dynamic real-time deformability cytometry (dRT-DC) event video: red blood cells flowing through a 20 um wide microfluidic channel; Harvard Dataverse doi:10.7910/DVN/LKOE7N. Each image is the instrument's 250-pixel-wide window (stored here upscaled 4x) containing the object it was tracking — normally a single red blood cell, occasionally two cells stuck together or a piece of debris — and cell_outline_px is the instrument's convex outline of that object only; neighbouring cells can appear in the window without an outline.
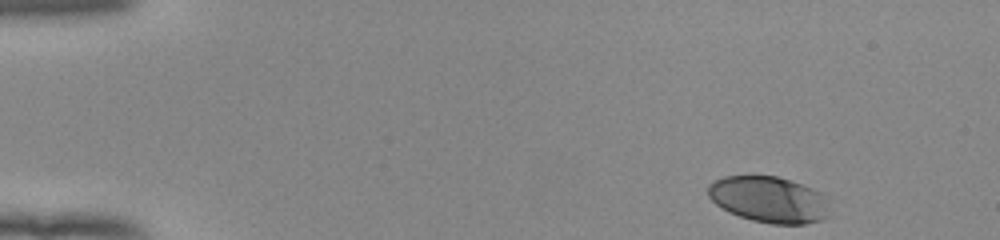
{"species": "human", "species_latin": "Homo sapiens", "temperature_condition": "room temperature", "stored_images_in_passage": 39, "camera_frame_rate_fps": 3000, "um_per_image_px": 0.085, "donor": {"sex": "female"}, "frame": {"image": 1, "passage_image": 1, "time_ms": 0.0, "image_size_px": [1000, 240], "cell_outline_px": [[828, 216], [820, 220], [804, 224], [772, 224], [752, 220], [728, 212], [716, 204], [708, 196], [708, 184], [724, 176], [776, 176], [812, 188], [820, 192], [824, 196]], "centroid_in_image_um": [65.32, 16.96], "position_along_channel_um": 19.7, "area_um2": 32.37}}
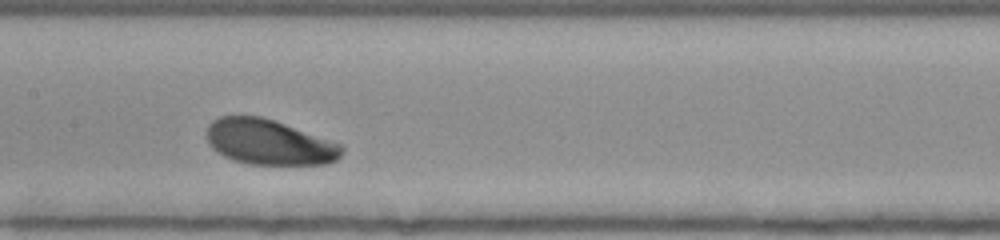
{"frame": {"image": 2, "passage_image": 23, "time_ms": 7.333, "image_size_px": [1000, 240], "cell_outline_px": [[344, 152], [336, 160], [324, 164], [248, 164], [232, 160], [224, 156], [212, 148], [208, 144], [208, 124], [212, 120], [220, 116], [260, 116], [344, 144]], "centroid_in_image_um": [22.89, 12.09], "position_along_channel_um": 184.5, "area_um2": 35.6}}
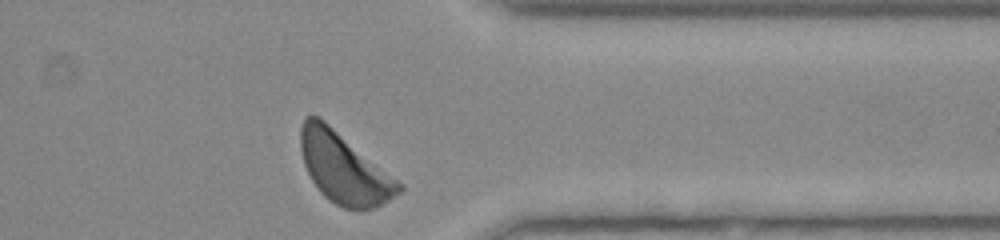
{"frame": {"image": 3, "passage_image": 39, "time_ms": 12.667, "image_size_px": [1000, 240], "cell_outline_px": [[404, 188], [400, 192], [376, 208], [344, 208], [328, 200], [320, 192], [312, 180], [304, 164], [300, 148], [300, 128], [304, 120], [308, 116], [320, 116], [404, 184]], "centroid_in_image_um": [29.24, 14.27], "position_along_channel_um": 382.2, "area_um2": 40.29}, "authors_computed_cell_mechanics": {"area_um2": 35.836, "velocity_mm_per_s": 3.8166, "shape_relaxation_time_tau1_ms": 1.8652, "shape_relaxation_time_tau2_ms": null, "deformation_change_tau1": 0.0976, "deformation_change_tau2": null}}